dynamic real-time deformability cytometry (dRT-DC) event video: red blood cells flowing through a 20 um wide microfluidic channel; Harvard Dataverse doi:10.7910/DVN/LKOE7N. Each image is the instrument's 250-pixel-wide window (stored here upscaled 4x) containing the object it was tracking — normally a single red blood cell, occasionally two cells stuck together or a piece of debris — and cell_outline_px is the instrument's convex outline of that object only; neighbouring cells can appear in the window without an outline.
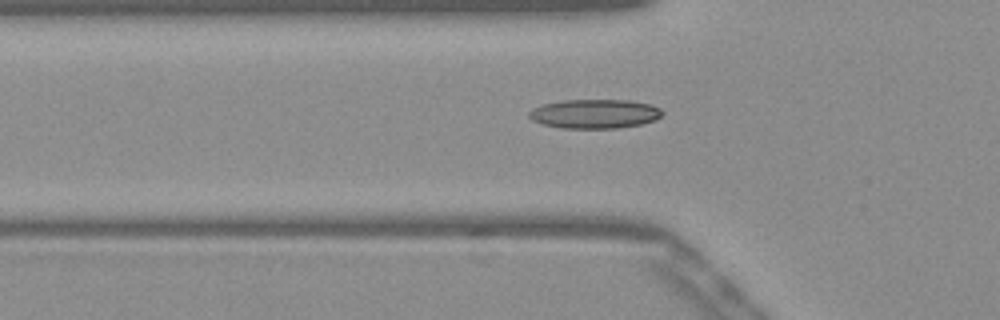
{"species": "Egyptian fruit bat (a non-hibernating species)", "species_latin": "Rousettus aegyptiacus", "temperature_condition": "warm", "stored_images_in_passage": 40, "camera_frame_rate_fps": 3000, "um_per_image_px": 0.085, "frame": {"image": 1, "passage_image": 6, "time_ms": 1.667, "image_size_px": [1000, 320], "cell_outline_px": [[664, 112], [656, 120], [640, 124], [616, 128], [560, 128], [540, 124], [532, 120], [528, 116], [528, 112], [532, 108], [544, 104], [560, 100], [632, 100], [652, 104], [660, 108]], "centroid_in_image_um": [50.54, 9.67], "position_along_channel_um": 75.3, "area_um2": 22.89}}
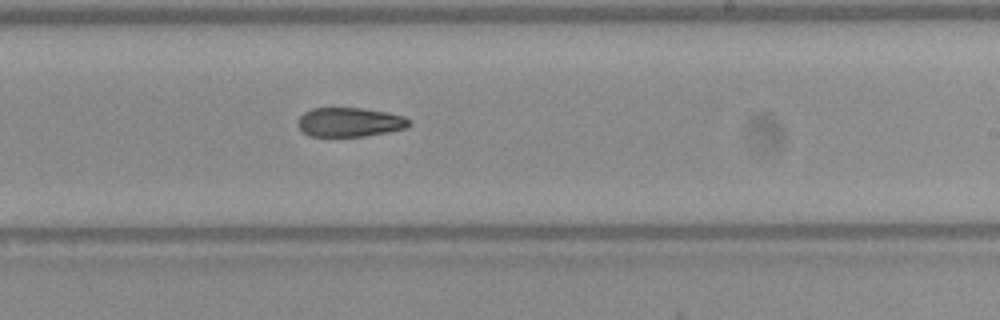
{"frame": {"image": 2, "passage_image": 20, "time_ms": 6.333, "image_size_px": [1000, 320], "cell_outline_px": [[412, 124], [408, 128], [388, 132], [364, 136], [308, 136], [296, 124], [296, 120], [304, 112], [312, 108], [364, 108], [388, 112], [404, 116], [412, 120]], "centroid_in_image_um": [29.76, 10.38], "position_along_channel_um": 259.2, "area_um2": 19.25}}
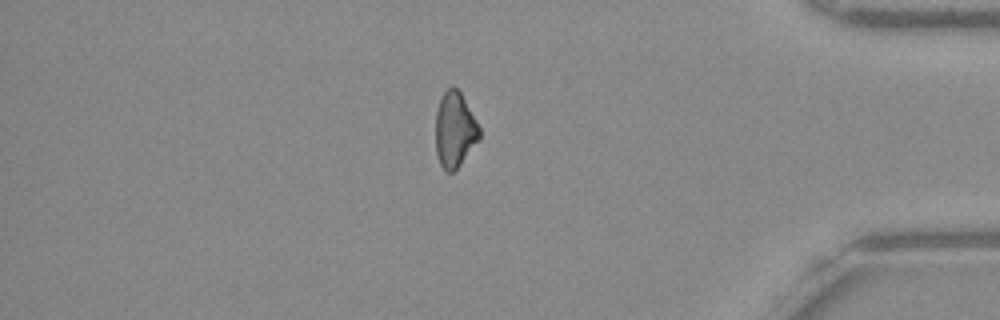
{"frame": {"image": 3, "passage_image": 33, "time_ms": 10.667, "image_size_px": [1000, 320], "cell_outline_px": [[480, 140], [460, 164], [452, 172], [448, 172], [440, 164], [436, 152], [436, 112], [440, 100], [444, 92], [452, 84], [460, 92], [480, 128]], "centroid_in_image_um": [38.66, 11.03], "position_along_channel_um": 396.5, "area_um2": 19.02}}